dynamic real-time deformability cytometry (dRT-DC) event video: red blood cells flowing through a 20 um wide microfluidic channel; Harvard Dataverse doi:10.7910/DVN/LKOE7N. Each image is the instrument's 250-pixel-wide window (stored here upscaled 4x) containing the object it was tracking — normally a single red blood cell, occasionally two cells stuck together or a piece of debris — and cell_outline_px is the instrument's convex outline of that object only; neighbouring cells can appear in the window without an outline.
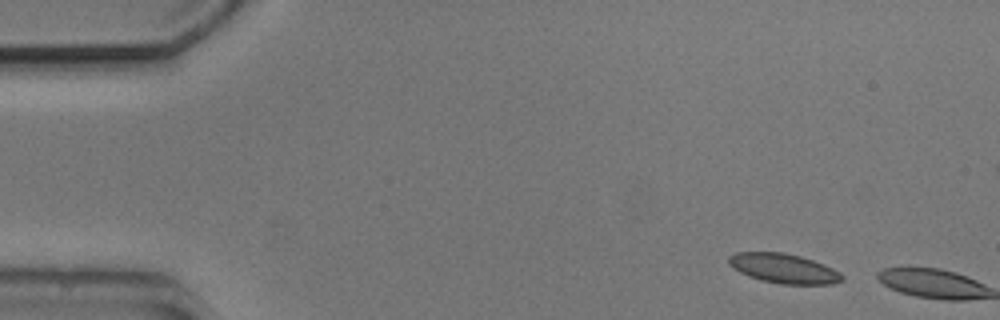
{"species": "common noctule bat (a hibernating species)", "species_latin": "Nyctalus noctula", "temperature_condition": "cold", "stored_images_in_passage": 2, "camera_frame_rate_fps": 3000, "um_per_image_px": 0.085, "animal": {"sex": "male", "body_mass_g": 20.5, "forearm_length_mm": 52.5}, "frame": {"image": 1, "passage_image": 1, "time_ms": 0.0, "image_size_px": [1000, 320], "cell_outline_px": [[844, 280], [832, 284], [780, 284], [760, 280], [748, 276], [732, 268], [728, 264], [728, 256], [736, 252], [784, 252], [800, 256], [824, 264], [840, 272], [844, 276]], "centroid_in_image_um": [66.6, 22.82], "position_along_channel_um": 18.4, "area_um2": 19.71}}